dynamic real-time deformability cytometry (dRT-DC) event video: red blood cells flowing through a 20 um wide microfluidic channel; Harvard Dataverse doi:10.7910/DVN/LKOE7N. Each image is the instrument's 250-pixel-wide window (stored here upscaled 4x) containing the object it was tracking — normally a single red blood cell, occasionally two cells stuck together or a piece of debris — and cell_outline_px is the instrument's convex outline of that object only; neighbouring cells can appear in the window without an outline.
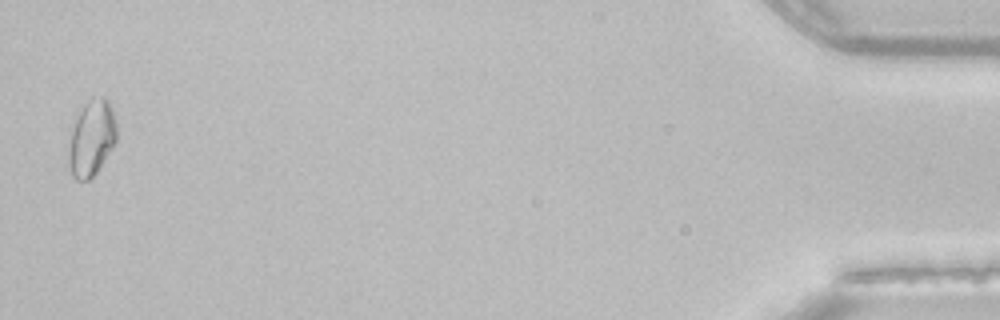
{"species": "common noctule bat (a hibernating species)", "species_latin": "Nyctalus noctula", "temperature_condition": "room temperature", "stored_images_in_passage": 34, "camera_frame_rate_fps": 3000, "um_per_image_px": 0.085, "animal": {"sex": "female", "body_mass_g": 22.7, "forearm_length_mm": 54.2}, "frame": {"image": 1, "passage_image": 34, "time_ms": 11.0, "image_size_px": [1000, 320], "cell_outline_px": [[116, 140], [112, 148], [96, 172], [88, 180], [76, 180], [72, 176], [68, 152], [72, 128], [80, 112], [88, 104], [100, 96], [104, 96], [108, 100], [112, 108], [116, 124]], "centroid_in_image_um": [7.8, 11.78], "position_along_channel_um": 427.4, "area_um2": 20.46}}